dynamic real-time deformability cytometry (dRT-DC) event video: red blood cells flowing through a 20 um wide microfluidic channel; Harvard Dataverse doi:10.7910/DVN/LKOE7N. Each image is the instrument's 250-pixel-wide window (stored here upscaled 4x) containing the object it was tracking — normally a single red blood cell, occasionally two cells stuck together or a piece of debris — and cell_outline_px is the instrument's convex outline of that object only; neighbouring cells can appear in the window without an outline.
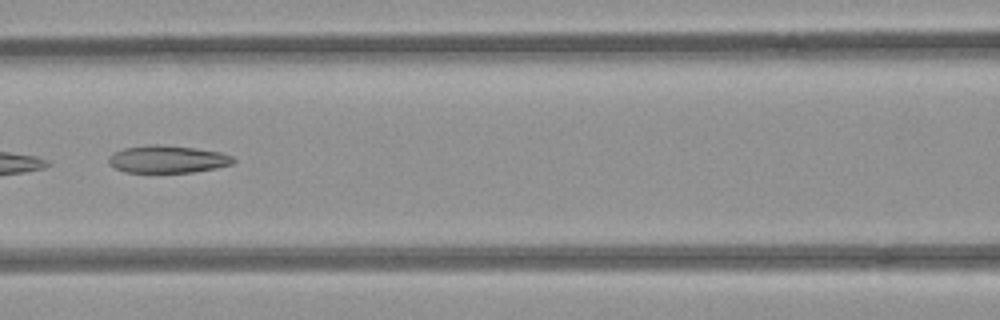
{"species": "common noctule bat (a hibernating species)", "species_latin": "Nyctalus noctula", "temperature_condition": "room temperature", "stored_images_in_passage": 4, "camera_frame_rate_fps": 3000, "um_per_image_px": 0.085, "animal": {"sex": "female", "body_mass_g": 21.9}, "frame": {"image": 1, "passage_image": 3, "time_ms": 0.667, "image_size_px": [1000, 320], "cell_outline_px": [[236, 160], [232, 164], [216, 168], [192, 172], [124, 172], [108, 164], [108, 156], [124, 148], [148, 144], [160, 144], [196, 148], [220, 152], [232, 156]], "centroid_in_image_um": [14.24, 13.52], "position_along_channel_um": 152.4, "area_um2": 20.0}}
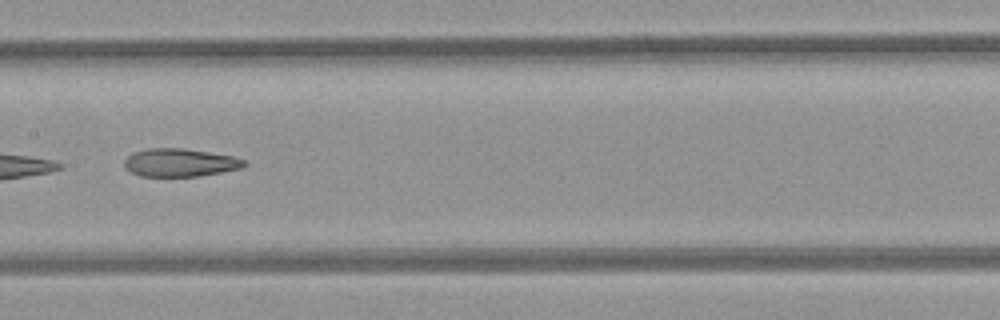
{"frame": {"image": 2, "passage_image": 4, "time_ms": 1.0, "image_size_px": [1000, 320], "cell_outline_px": [[248, 164], [240, 168], [200, 176], [140, 176], [132, 172], [124, 164], [124, 160], [132, 152], [148, 148], [184, 148], [232, 156], [244, 160]], "centroid_in_image_um": [15.28, 13.81], "position_along_channel_um": 192.1, "area_um2": 19.42}}